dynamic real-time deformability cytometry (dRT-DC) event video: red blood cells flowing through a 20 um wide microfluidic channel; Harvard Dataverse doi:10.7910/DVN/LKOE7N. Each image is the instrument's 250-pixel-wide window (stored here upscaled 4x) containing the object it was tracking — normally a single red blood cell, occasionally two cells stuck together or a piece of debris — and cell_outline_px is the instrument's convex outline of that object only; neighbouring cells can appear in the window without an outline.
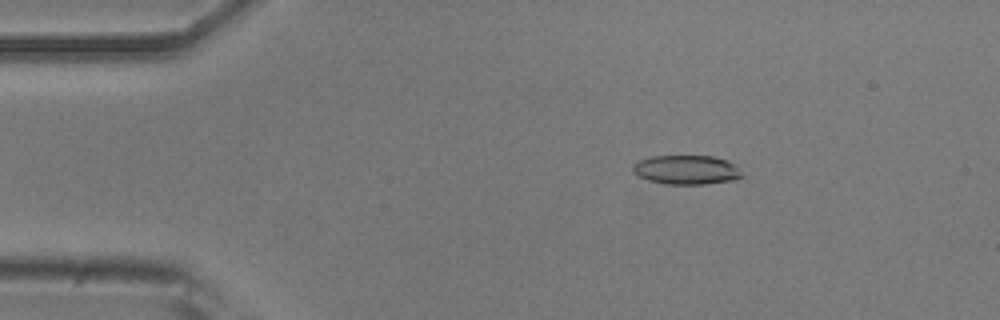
{"species": "common noctule bat (a hibernating species)", "species_latin": "Nyctalus noctula", "temperature_condition": "room temperature", "stored_images_in_passage": 51, "camera_frame_rate_fps": 3000, "um_per_image_px": 0.085, "animal": {"sex": "male", "body_mass_g": 20.5, "forearm_length_mm": 52.5}, "frame": {"image": 1, "passage_image": 9, "time_ms": 2.667, "image_size_px": [1000, 320], "cell_outline_px": [[744, 176], [736, 180], [704, 184], [668, 184], [648, 180], [632, 172], [632, 164], [640, 160], [652, 156], [712, 156], [728, 160], [736, 164]], "centroid_in_image_um": [58.39, 14.43], "position_along_channel_um": 26.6, "area_um2": 18.73}}
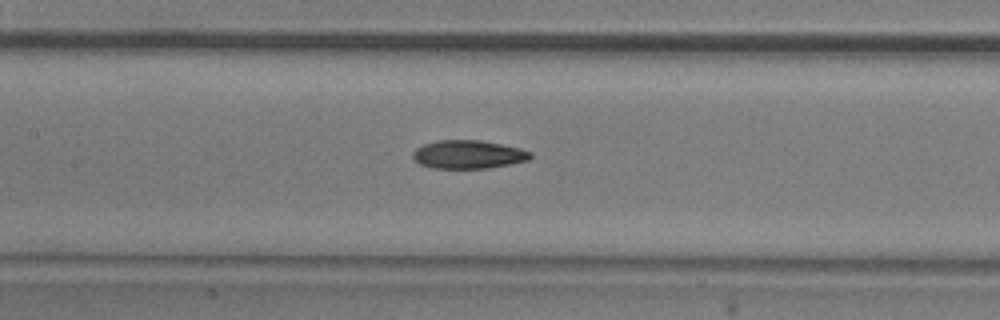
{"frame": {"image": 2, "passage_image": 25, "time_ms": 8.0, "image_size_px": [1000, 320], "cell_outline_px": [[532, 156], [528, 160], [488, 168], [432, 168], [420, 164], [412, 156], [412, 152], [416, 148], [424, 144], [436, 140], [480, 140], [520, 148], [532, 152]], "centroid_in_image_um": [39.79, 13.12], "position_along_channel_um": 167.6, "area_um2": 19.36}}
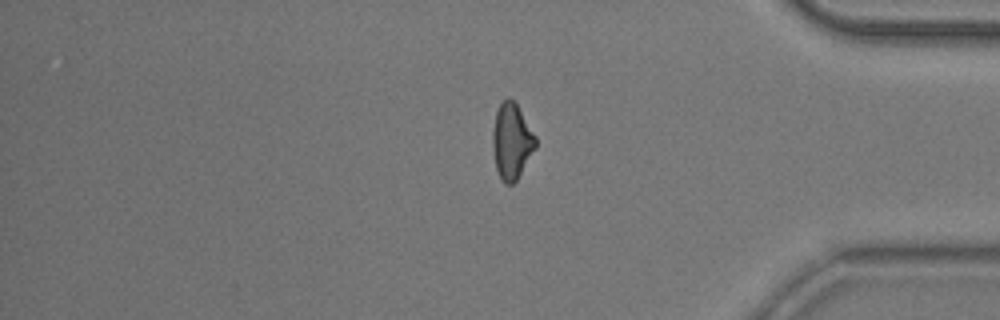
{"frame": {"image": 3, "passage_image": 45, "time_ms": 14.667, "image_size_px": [1000, 320], "cell_outline_px": [[536, 148], [516, 180], [512, 184], [504, 184], [500, 180], [496, 168], [492, 144], [492, 132], [496, 112], [500, 104], [508, 96], [516, 104], [536, 136]], "centroid_in_image_um": [43.48, 12.03], "position_along_channel_um": 391.7, "area_um2": 18.84}, "authors_computed_cell_mechanics": {"area_um2": 19.2474, "velocity_mm_per_s": 3.7271, "shape_relaxation_time_tau1_ms": 6.0068, "shape_relaxation_time_tau2_ms": 4.5147, "deformation_change_tau1": 0.1575, "deformation_change_tau2": 0.1226}}